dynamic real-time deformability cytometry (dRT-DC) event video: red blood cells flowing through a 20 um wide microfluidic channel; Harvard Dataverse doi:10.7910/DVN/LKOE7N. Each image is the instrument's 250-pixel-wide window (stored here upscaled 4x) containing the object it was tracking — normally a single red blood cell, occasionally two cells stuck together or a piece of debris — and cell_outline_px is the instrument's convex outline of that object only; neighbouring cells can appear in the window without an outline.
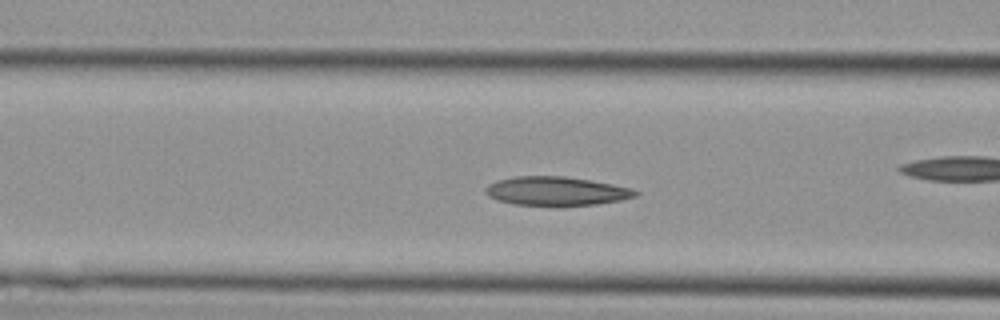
{"species": "Egyptian fruit bat (a non-hibernating species)", "species_latin": "Rousettus aegyptiacus", "temperature_condition": "cold", "stored_images_in_passage": 24, "camera_frame_rate_fps": 3000, "um_per_image_px": 0.085, "animal": {"sex": "female"}, "frame": {"image": 1, "passage_image": 13, "time_ms": 4.0, "image_size_px": [1000, 320], "cell_outline_px": [[640, 192], [636, 196], [620, 200], [596, 204], [516, 204], [496, 200], [488, 196], [484, 192], [484, 188], [488, 184], [496, 180], [516, 176], [564, 176], [592, 180], [632, 188]], "centroid_in_image_um": [47.26, 16.21], "position_along_channel_um": 119.3, "area_um2": 24.85}}
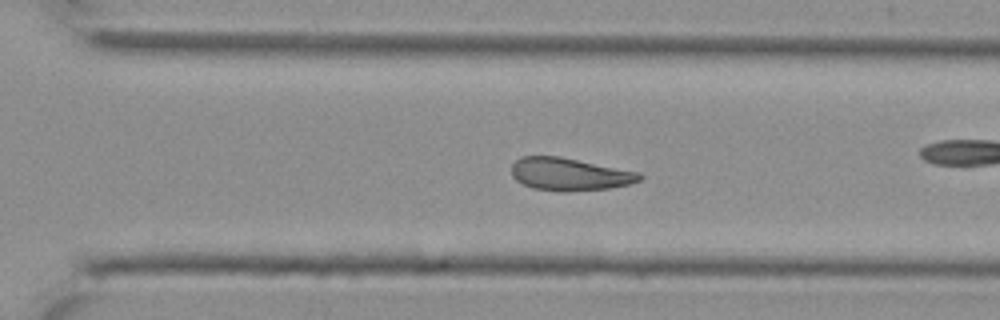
{"frame": {"image": 2, "passage_image": 24, "time_ms": 7.667, "image_size_px": [1000, 320], "cell_outline_px": [[644, 176], [640, 180], [628, 184], [608, 188], [564, 192], [560, 192], [532, 188], [516, 180], [512, 176], [512, 164], [520, 156], [560, 156], [640, 172]], "centroid_in_image_um": [48.4, 14.8], "position_along_channel_um": 322.2, "area_um2": 24.45}}